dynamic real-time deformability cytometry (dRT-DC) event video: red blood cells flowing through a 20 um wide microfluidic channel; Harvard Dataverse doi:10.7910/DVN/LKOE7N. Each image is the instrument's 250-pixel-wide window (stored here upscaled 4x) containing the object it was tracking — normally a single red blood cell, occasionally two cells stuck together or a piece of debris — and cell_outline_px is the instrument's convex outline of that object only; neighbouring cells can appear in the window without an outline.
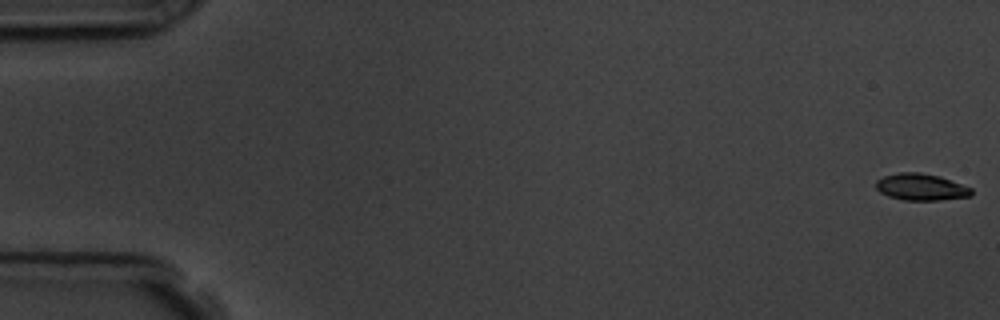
{"species": "common noctule bat (a hibernating species)", "species_latin": "Nyctalus noctula", "temperature_condition": "room temperature", "stored_images_in_passage": 57, "camera_frame_rate_fps": 3000, "um_per_image_px": 0.085, "animal": {"sex": "male", "body_mass_g": 19.5, "forearm_length_mm": 54.6}, "frame": {"image": 1, "passage_image": 1, "time_ms": 0.0, "image_size_px": [1000, 320], "cell_outline_px": [[972, 196], [940, 200], [904, 200], [888, 196], [880, 192], [876, 188], [876, 180], [884, 176], [900, 172], [920, 172], [940, 176], [972, 188]], "centroid_in_image_um": [78.29, 15.89], "position_along_channel_um": 6.7, "area_um2": 14.91}}
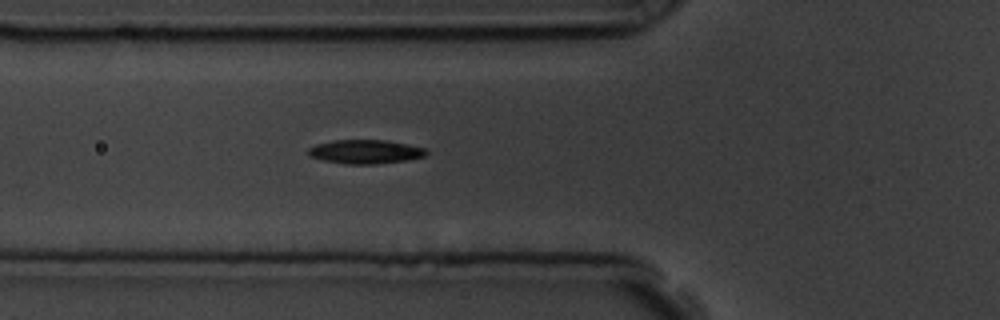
{"frame": {"image": 2, "passage_image": 21, "time_ms": 6.667, "image_size_px": [1000, 320], "cell_outline_px": [[428, 152], [424, 156], [408, 160], [376, 164], [344, 164], [324, 160], [308, 156], [308, 148], [316, 144], [332, 140], [388, 140], [428, 148]], "centroid_in_image_um": [31.07, 12.89], "position_along_channel_um": 94.7, "area_um2": 16.65}}
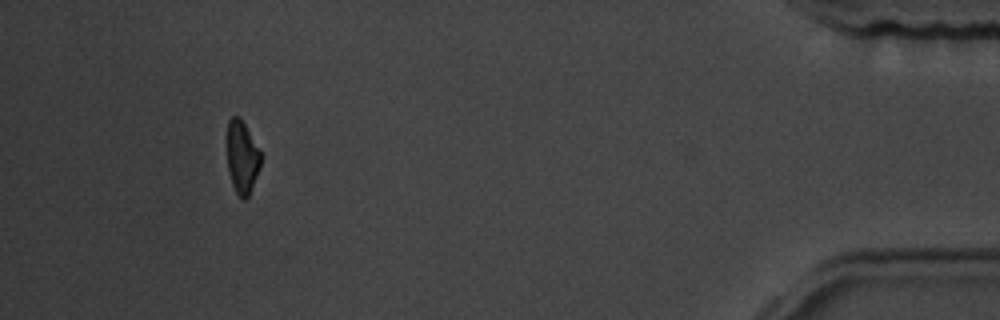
{"frame": {"image": 3, "passage_image": 53, "time_ms": 17.333, "image_size_px": [1000, 320], "cell_outline_px": [[260, 168], [248, 196], [244, 200], [236, 192], [232, 184], [228, 172], [228, 120], [232, 116], [236, 116], [244, 124], [260, 152]], "centroid_in_image_um": [20.57, 13.4], "position_along_channel_um": 414.6, "area_um2": 13.76}, "authors_computed_cell_mechanics": {"area_um2": 15.9528, "velocity_mm_per_s": 3.6216, "shape_relaxation_time_tau1_ms": 2.4523, "shape_relaxation_time_tau2_ms": 5.8834, "deformation_change_tau1": 0.1094, "deformation_change_tau2": 0.115}}